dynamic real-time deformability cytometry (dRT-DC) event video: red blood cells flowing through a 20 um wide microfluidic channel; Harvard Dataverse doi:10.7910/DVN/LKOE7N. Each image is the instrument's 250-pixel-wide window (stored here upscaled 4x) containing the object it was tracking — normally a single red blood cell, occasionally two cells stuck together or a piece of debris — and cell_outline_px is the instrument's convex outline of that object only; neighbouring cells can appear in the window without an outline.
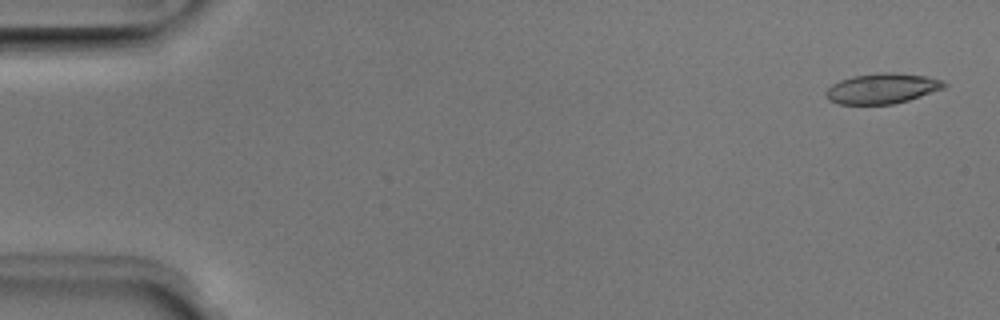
{"species": "Egyptian fruit bat (a non-hibernating species)", "species_latin": "Rousettus aegyptiacus", "temperature_condition": "room temperature", "stored_images_in_passage": 48, "camera_frame_rate_fps": 3000, "um_per_image_px": 0.085, "animal": {"sex": "male"}, "frame": {"image": 1, "passage_image": 2, "time_ms": 0.333, "image_size_px": [1000, 320], "cell_outline_px": [[948, 84], [944, 88], [908, 100], [892, 104], [840, 104], [828, 100], [824, 96], [824, 92], [832, 84], [840, 80], [852, 76], [880, 72], [892, 72], [924, 76], [944, 80]], "centroid_in_image_um": [74.96, 7.51], "position_along_channel_um": 10.0, "area_um2": 20.92}}
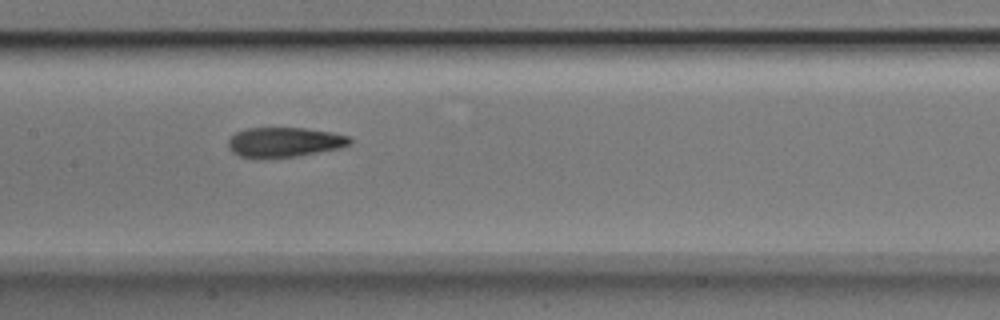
{"frame": {"image": 2, "passage_image": 25, "time_ms": 8.0, "image_size_px": [1000, 320], "cell_outline_px": [[352, 144], [340, 148], [296, 156], [256, 160], [240, 156], [232, 152], [228, 148], [228, 140], [236, 132], [244, 128], [304, 128], [332, 132], [352, 136]], "centroid_in_image_um": [24.16, 12.1], "position_along_channel_um": 183.2, "area_um2": 21.62}}
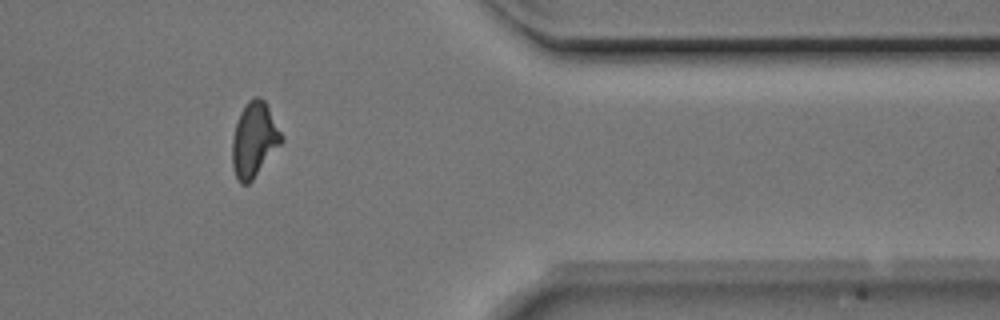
{"frame": {"image": 3, "passage_image": 42, "time_ms": 13.667, "image_size_px": [1000, 320], "cell_outline_px": [[284, 140], [252, 180], [248, 184], [240, 184], [232, 168], [232, 136], [240, 112], [244, 104], [252, 96], [260, 96], [264, 100], [284, 136]], "centroid_in_image_um": [21.6, 11.85], "position_along_channel_um": 389.8, "area_um2": 21.56}}